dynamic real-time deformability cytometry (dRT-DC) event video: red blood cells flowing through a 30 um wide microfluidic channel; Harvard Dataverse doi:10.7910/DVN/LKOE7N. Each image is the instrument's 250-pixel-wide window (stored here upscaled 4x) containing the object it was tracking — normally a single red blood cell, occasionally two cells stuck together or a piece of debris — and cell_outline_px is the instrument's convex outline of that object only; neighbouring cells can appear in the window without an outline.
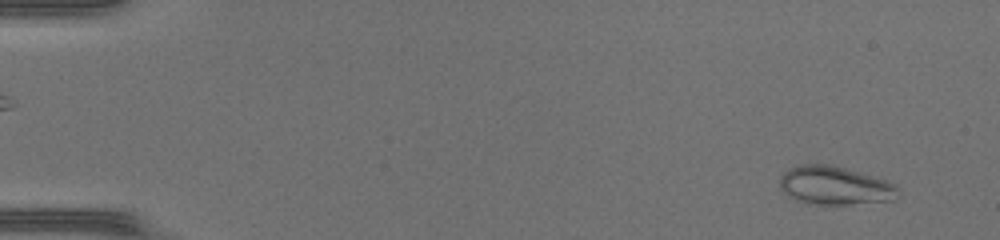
{"species": "common noctule bat (a hibernating species)", "species_latin": "Nyctalus noctula", "temperature_condition": "warm", "stored_images_in_passage": 48, "camera_frame_rate_fps": 3000, "um_per_image_px": 0.085, "animal": {"sex": "female", "body_mass_g": 17.0, "forearm_length_mm": 48.0}, "frame": {"image": 1, "passage_image": 3, "time_ms": 0.667, "image_size_px": [1000, 240], "cell_outline_px": [[900, 192], [896, 200], [848, 204], [808, 204], [796, 200], [788, 196], [780, 188], [780, 176], [788, 168], [800, 164], [832, 164], [888, 180], [896, 184], [900, 188]], "centroid_in_image_um": [70.99, 15.77], "position_along_channel_um": 14.0, "area_um2": 26.99}}
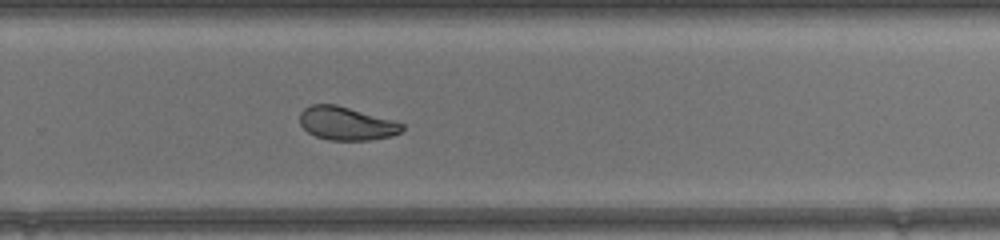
{"frame": {"image": 2, "passage_image": 33, "time_ms": 10.667, "image_size_px": [1000, 240], "cell_outline_px": [[404, 128], [400, 132], [392, 136], [372, 140], [328, 140], [316, 136], [308, 132], [300, 124], [300, 112], [304, 108], [312, 104], [336, 104], [392, 120], [404, 124]], "centroid_in_image_um": [29.43, 10.5], "position_along_channel_um": 300.4, "area_um2": 19.83}}
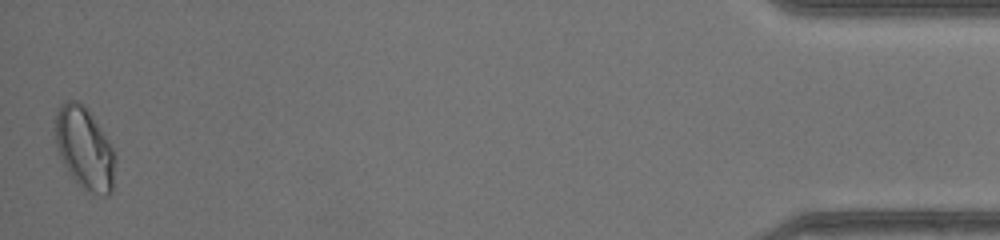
{"frame": {"image": 3, "passage_image": 48, "time_ms": 15.667, "image_size_px": [1000, 240], "cell_outline_px": [[116, 160], [112, 192], [108, 196], [104, 196], [92, 192], [84, 188], [72, 176], [64, 164], [56, 144], [56, 108], [60, 104], [68, 100], [76, 100], [84, 104], [88, 108], [108, 140], [112, 148]], "centroid_in_image_um": [7.21, 12.57], "position_along_channel_um": 428.0, "area_um2": 28.44}, "authors_computed_cell_mechanics": {"area_um2": 23.409, "velocity_mm_per_s": 4.3123, "shape_relaxation_time_tau1_ms": 7.9175, "shape_relaxation_time_tau2_ms": 1.2307, "deformation_change_tau1": 0.175, "deformation_change_tau2": 0.0479}}